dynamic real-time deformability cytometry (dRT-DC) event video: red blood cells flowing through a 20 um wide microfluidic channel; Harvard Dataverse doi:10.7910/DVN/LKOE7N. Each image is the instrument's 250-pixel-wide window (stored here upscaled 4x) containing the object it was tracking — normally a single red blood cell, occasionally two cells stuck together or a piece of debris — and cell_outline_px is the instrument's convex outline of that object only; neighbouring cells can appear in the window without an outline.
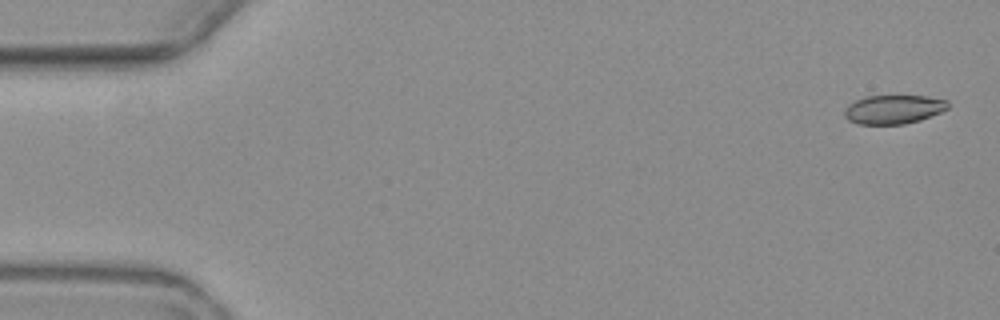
{"species": "common noctule bat (a hibernating species)", "species_latin": "Nyctalus noctula", "temperature_condition": "warm", "stored_images_in_passage": 11, "camera_frame_rate_fps": 3000, "um_per_image_px": 0.085, "animal": {"sex": "female", "body_mass_g": 19.3, "forearm_length_mm": 54.1}, "frame": {"image": 1, "passage_image": 1, "time_ms": 0.0, "image_size_px": [1000, 320], "cell_outline_px": [[948, 108], [940, 112], [920, 120], [904, 124], [856, 124], [848, 120], [844, 116], [844, 108], [848, 104], [856, 100], [868, 96], [928, 96], [948, 100]], "centroid_in_image_um": [75.93, 9.3], "position_along_channel_um": 9.1, "area_um2": 17.46}}
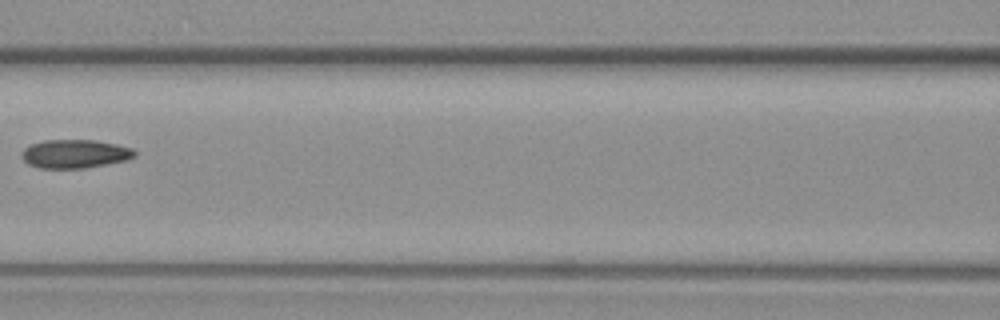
{"frame": {"image": 2, "passage_image": 7, "time_ms": 8.333, "image_size_px": [1000, 320], "cell_outline_px": [[136, 156], [124, 160], [84, 168], [40, 168], [28, 164], [20, 156], [20, 152], [24, 148], [32, 144], [44, 140], [96, 140], [116, 144], [132, 148], [136, 152]], "centroid_in_image_um": [6.33, 13.07], "position_along_channel_um": 160.3, "area_um2": 18.73}}
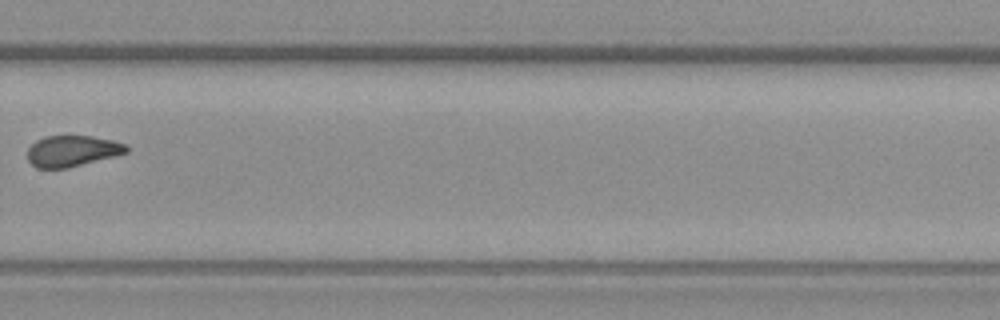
{"frame": {"image": 3, "passage_image": 11, "time_ms": 13.0, "image_size_px": [1000, 320], "cell_outline_px": [[128, 152], [68, 168], [36, 168], [28, 160], [28, 148], [36, 140], [44, 136], [92, 136], [112, 140], [128, 144]], "centroid_in_image_um": [6.13, 12.83], "position_along_channel_um": 323.7, "area_um2": 17.86}}